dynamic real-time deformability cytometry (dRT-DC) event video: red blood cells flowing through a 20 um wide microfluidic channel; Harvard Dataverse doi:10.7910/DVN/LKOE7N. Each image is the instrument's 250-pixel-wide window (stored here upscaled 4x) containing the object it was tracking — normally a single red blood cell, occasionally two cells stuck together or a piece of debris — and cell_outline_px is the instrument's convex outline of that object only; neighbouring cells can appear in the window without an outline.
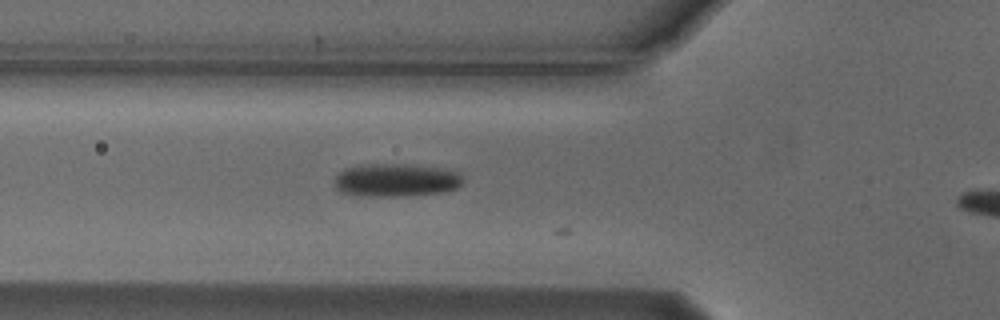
{"species": "Egyptian fruit bat (a non-hibernating species)", "species_latin": "Rousettus aegyptiacus", "temperature_condition": "cold", "stored_images_in_passage": 10, "camera_frame_rate_fps": 3000, "um_per_image_px": 0.085, "animal": {"sex": "male"}, "frame": {"image": 1, "passage_image": 8, "time_ms": 2.333, "image_size_px": [1000, 320], "cell_outline_px": [[464, 180], [456, 188], [444, 192], [404, 196], [356, 196], [340, 192], [336, 188], [336, 176], [344, 168], [364, 164], [404, 164], [440, 168], [456, 172]], "centroid_in_image_um": [33.62, 15.32], "position_along_channel_um": 92.2, "area_um2": 24.74}}